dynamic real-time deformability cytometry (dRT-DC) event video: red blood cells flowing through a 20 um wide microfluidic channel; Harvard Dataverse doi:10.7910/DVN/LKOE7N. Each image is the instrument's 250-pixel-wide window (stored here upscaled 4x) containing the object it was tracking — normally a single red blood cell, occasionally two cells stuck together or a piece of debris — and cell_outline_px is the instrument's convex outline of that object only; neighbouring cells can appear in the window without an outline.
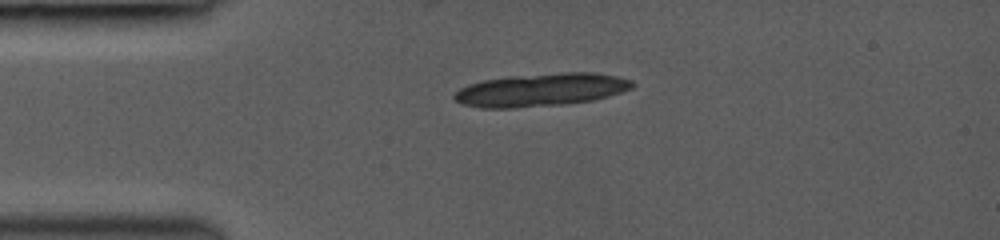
{"species": "common noctule bat (a hibernating species)", "species_latin": "Nyctalus noctula", "temperature_condition": "room temperature", "stored_images_in_passage": 7, "camera_frame_rate_fps": 3000, "um_per_image_px": 0.085, "animal": {"sex": "female", "body_mass_g": 19.0, "forearm_length_mm": 53.3}, "frame": {"image": 1, "passage_image": 1, "time_ms": 0.0, "image_size_px": [1000, 240], "cell_outline_px": [[636, 84], [632, 88], [608, 96], [592, 100], [568, 104], [516, 108], [480, 108], [460, 104], [452, 96], [460, 88], [468, 84], [484, 80], [508, 76], [564, 72], [592, 72], [616, 76], [632, 80]], "centroid_in_image_um": [45.97, 7.64], "position_along_channel_um": 39.0, "area_um2": 34.45}}
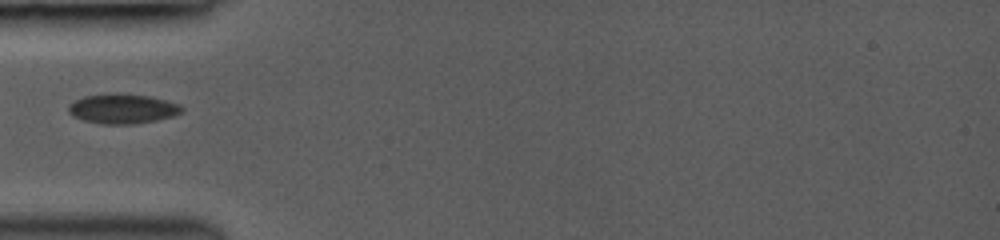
{"frame": {"image": 2, "passage_image": 4, "time_ms": 1.667, "image_size_px": [1000, 240], "cell_outline_px": [[184, 112], [172, 116], [156, 120], [132, 124], [100, 124], [84, 120], [72, 116], [68, 112], [68, 104], [84, 96], [120, 92], [148, 96], [180, 104], [184, 108]], "centroid_in_image_um": [10.41, 9.24], "position_along_channel_um": 74.6, "area_um2": 19.77}}